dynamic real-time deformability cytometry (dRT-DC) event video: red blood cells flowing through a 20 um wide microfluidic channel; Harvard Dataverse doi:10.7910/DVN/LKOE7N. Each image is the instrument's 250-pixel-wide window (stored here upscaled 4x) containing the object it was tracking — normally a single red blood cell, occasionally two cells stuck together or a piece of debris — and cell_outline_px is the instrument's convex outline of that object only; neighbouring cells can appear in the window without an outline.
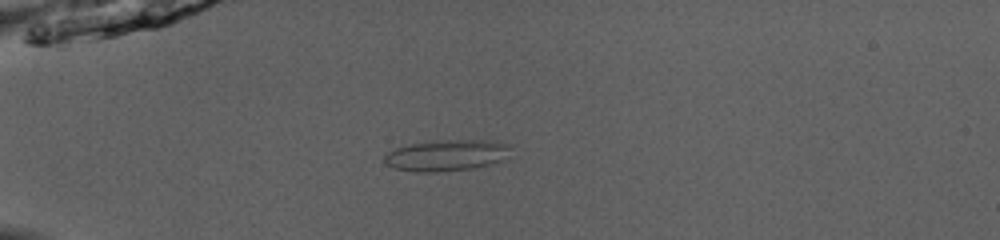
{"species": "common noctule bat (a hibernating species)", "species_latin": "Nyctalus noctula", "temperature_condition": "room temperature", "stored_images_in_passage": 38, "camera_frame_rate_fps": 3000, "um_per_image_px": 0.085, "animal": {"sex": "male", "body_mass_g": 13.0, "forearm_length_mm": 53.1}, "frame": {"image": 1, "passage_image": 3, "time_ms": 0.667, "image_size_px": [1000, 240], "cell_outline_px": [[512, 144], [504, 160], [472, 168], [436, 172], [416, 172], [396, 168], [388, 164], [384, 160], [384, 156], [388, 152], [396, 148], [412, 144], [436, 140], [488, 140]], "centroid_in_image_um": [37.99, 13.19], "position_along_channel_um": 47.0, "area_um2": 22.77}}
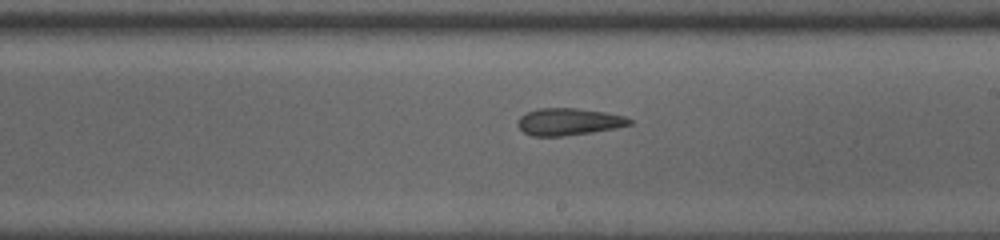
{"frame": {"image": 2, "passage_image": 19, "time_ms": 6.0, "image_size_px": [1000, 240], "cell_outline_px": [[632, 124], [616, 128], [592, 132], [564, 136], [532, 136], [524, 132], [516, 124], [520, 116], [528, 112], [540, 108], [576, 108], [604, 112], [624, 116], [632, 120]], "centroid_in_image_um": [48.33, 10.35], "position_along_channel_um": 240.7, "area_um2": 17.57}}
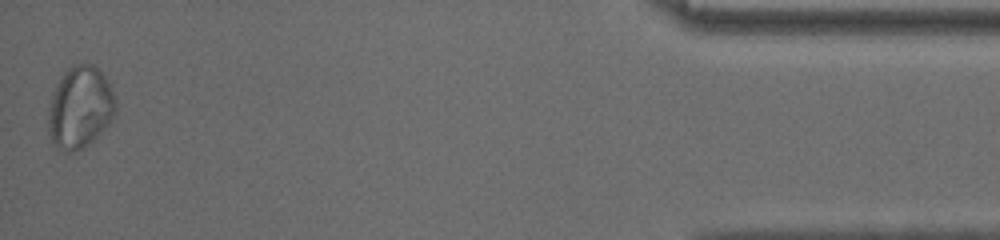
{"frame": {"image": 3, "passage_image": 38, "time_ms": 12.333, "image_size_px": [1000, 240], "cell_outline_px": [[116, 112], [104, 128], [88, 144], [72, 152], [64, 152], [52, 140], [48, 128], [48, 112], [52, 96], [60, 76], [72, 64], [92, 64], [108, 80], [116, 100]], "centroid_in_image_um": [6.8, 9.1], "position_along_channel_um": 428.4, "area_um2": 31.73}, "authors_computed_cell_mechanics": {"area_um2": 19.2474, "velocity_mm_per_s": 4.0741, "shape_relaxation_time_tau1_ms": null, "shape_relaxation_time_tau2_ms": 1.6951, "deformation_change_tau1": null, "deformation_change_tau2": 0.0748}}